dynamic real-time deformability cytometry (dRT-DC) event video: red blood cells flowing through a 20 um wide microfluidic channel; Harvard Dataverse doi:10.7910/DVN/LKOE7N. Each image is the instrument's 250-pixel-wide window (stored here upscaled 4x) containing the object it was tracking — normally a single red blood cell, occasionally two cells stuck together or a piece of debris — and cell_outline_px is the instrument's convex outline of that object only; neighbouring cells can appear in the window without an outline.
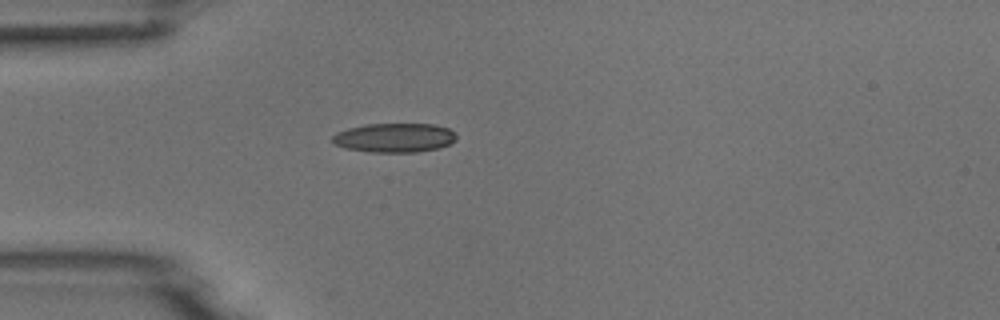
{"species": "common noctule bat (a hibernating species)", "species_latin": "Nyctalus noctula", "temperature_condition": "room temperature", "stored_images_in_passage": 1, "camera_frame_rate_fps": 3000, "um_per_image_px": 0.085, "animal": {"sex": "male", "body_mass_g": 18.8}, "frame": {"image": 1, "passage_image": 1, "time_ms": 0.0, "image_size_px": [1000, 320], "cell_outline_px": [[456, 140], [440, 148], [416, 152], [368, 152], [348, 148], [336, 144], [332, 140], [332, 136], [336, 132], [348, 128], [364, 124], [436, 124], [448, 128], [456, 136]], "centroid_in_image_um": [33.53, 11.7], "position_along_channel_um": 51.5, "area_um2": 21.04}}